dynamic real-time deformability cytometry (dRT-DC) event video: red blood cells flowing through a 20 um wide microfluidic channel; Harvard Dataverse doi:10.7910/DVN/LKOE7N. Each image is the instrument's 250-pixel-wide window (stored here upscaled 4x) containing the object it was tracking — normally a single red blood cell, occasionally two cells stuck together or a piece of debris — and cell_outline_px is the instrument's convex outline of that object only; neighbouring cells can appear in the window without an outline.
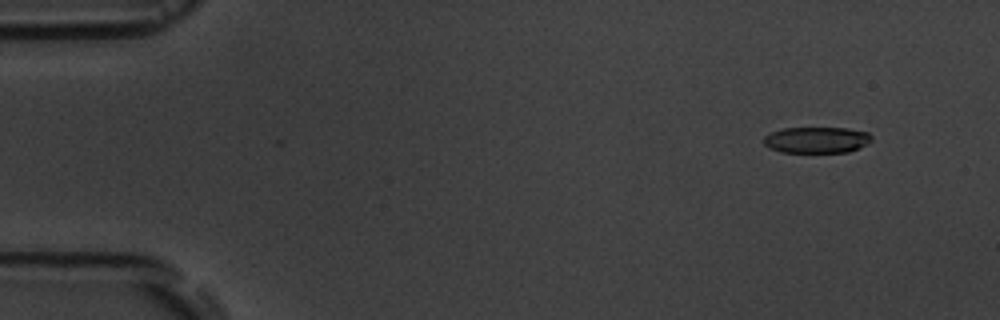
{"species": "common noctule bat (a hibernating species)", "species_latin": "Nyctalus noctula", "temperature_condition": "room temperature", "stored_images_in_passage": 7, "camera_frame_rate_fps": 3000, "um_per_image_px": 0.085, "animal": {"sex": "male", "body_mass_g": 19.5, "forearm_length_mm": 54.6}, "frame": {"image": 1, "passage_image": 2, "time_ms": 1.0, "image_size_px": [1000, 320], "cell_outline_px": [[872, 140], [868, 144], [860, 148], [848, 152], [780, 152], [768, 148], [764, 144], [764, 136], [772, 132], [784, 128], [848, 128], [868, 132], [872, 136]], "centroid_in_image_um": [69.44, 11.9], "position_along_channel_um": 15.6, "area_um2": 16.59}}
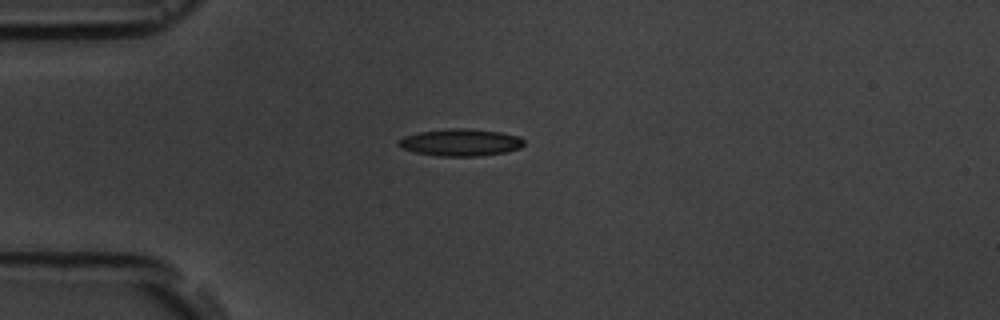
{"frame": {"image": 2, "passage_image": 5, "time_ms": 4.333, "image_size_px": [1000, 320], "cell_outline_px": [[524, 144], [520, 148], [504, 152], [480, 156], [440, 156], [416, 152], [400, 148], [396, 144], [404, 136], [420, 132], [452, 128], [464, 128], [500, 132], [520, 136], [524, 140]], "centroid_in_image_um": [39.15, 12.11], "position_along_channel_um": 45.8, "area_um2": 19.71}}
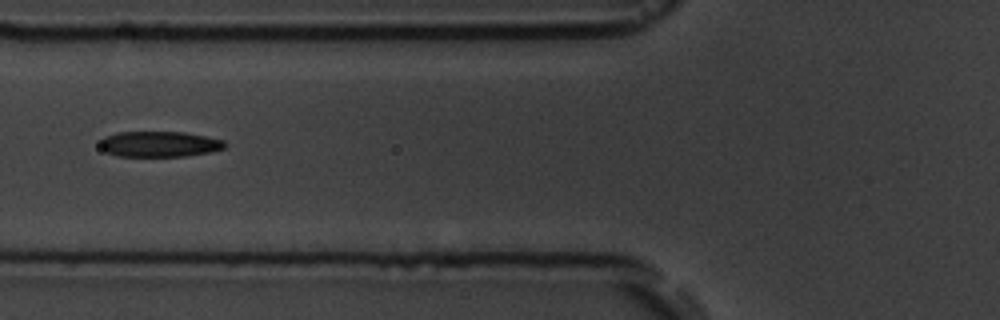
{"frame": {"image": 3, "passage_image": 7, "time_ms": 6.667, "image_size_px": [1000, 320], "cell_outline_px": [[228, 144], [224, 148], [212, 152], [184, 156], [116, 156], [104, 152], [100, 148], [100, 140], [104, 136], [116, 132], [184, 132], [224, 140]], "centroid_in_image_um": [13.52, 12.25], "position_along_channel_um": 112.3, "area_um2": 18.84}}